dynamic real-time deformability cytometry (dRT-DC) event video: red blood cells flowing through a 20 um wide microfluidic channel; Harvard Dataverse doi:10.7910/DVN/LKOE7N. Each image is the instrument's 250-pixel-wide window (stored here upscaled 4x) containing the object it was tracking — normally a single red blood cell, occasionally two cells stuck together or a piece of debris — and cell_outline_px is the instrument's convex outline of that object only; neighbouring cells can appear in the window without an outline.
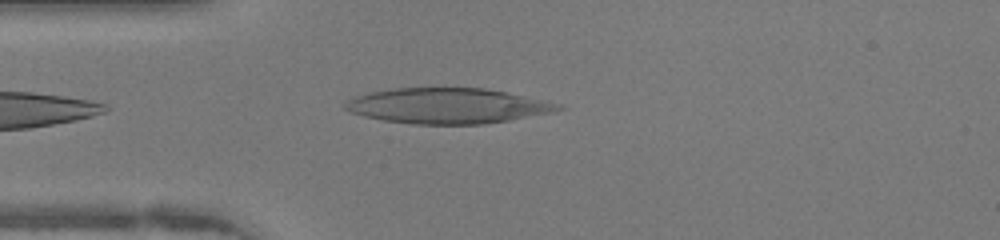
{"species": "human", "species_latin": "Homo sapiens", "temperature_condition": "warm", "stored_images_in_passage": 37, "camera_frame_rate_fps": 3000, "um_per_image_px": 0.085, "donor": {"sex": "female"}, "frame": {"image": 1, "passage_image": 3, "time_ms": 0.667, "image_size_px": [1000, 240], "cell_outline_px": [[564, 108], [556, 112], [484, 124], [412, 124], [384, 120], [364, 116], [348, 112], [344, 108], [344, 104], [348, 100], [356, 96], [372, 92], [396, 88], [484, 88], [524, 96], [560, 104]], "centroid_in_image_um": [38.03, 9.0], "position_along_channel_um": 47.0, "area_um2": 43.64}}
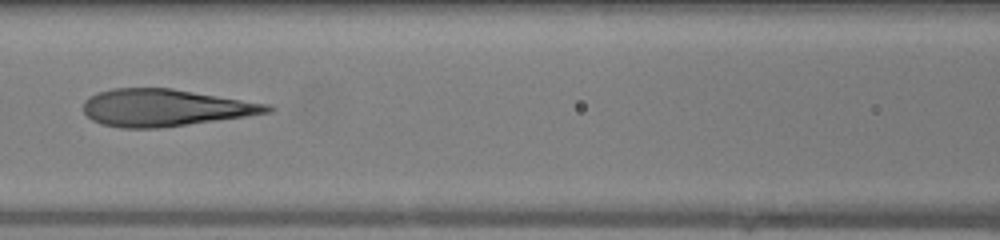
{"frame": {"image": 2, "passage_image": 11, "time_ms": 3.333, "image_size_px": [1000, 240], "cell_outline_px": [[276, 108], [272, 112], [160, 128], [124, 128], [100, 124], [92, 120], [84, 112], [84, 100], [100, 92], [112, 88], [172, 88], [268, 104]], "centroid_in_image_um": [14.02, 9.15], "position_along_channel_um": 152.6, "area_um2": 39.42}}
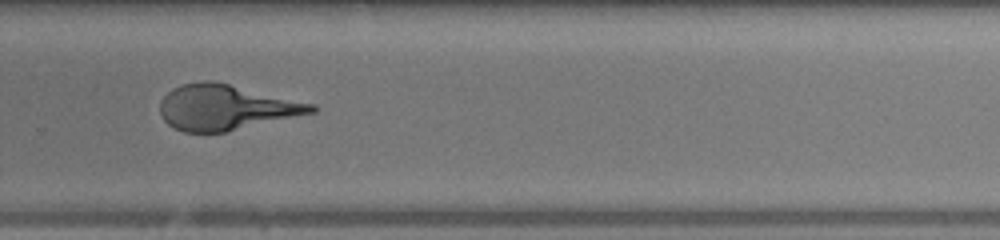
{"frame": {"image": 3, "passage_image": 22, "time_ms": 7.0, "image_size_px": [1000, 240], "cell_outline_px": [[316, 112], [224, 132], [184, 132], [168, 124], [164, 120], [160, 112], [160, 100], [172, 88], [184, 84], [200, 80], [208, 80], [228, 84], [316, 104]], "centroid_in_image_um": [19.18, 9.12], "position_along_channel_um": 310.6, "area_um2": 39.59}}